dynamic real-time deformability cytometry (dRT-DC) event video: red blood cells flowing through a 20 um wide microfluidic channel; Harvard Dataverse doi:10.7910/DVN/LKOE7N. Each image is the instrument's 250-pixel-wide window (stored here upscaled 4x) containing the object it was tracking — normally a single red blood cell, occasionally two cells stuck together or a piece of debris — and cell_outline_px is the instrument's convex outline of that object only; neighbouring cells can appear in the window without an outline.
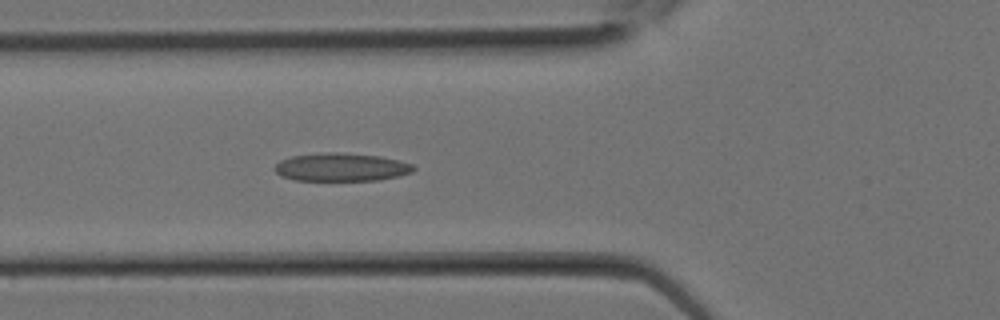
{"species": "Egyptian fruit bat (a non-hibernating species)", "species_latin": "Rousettus aegyptiacus", "temperature_condition": "room temperature", "stored_images_in_passage": 9, "camera_frame_rate_fps": 3000, "um_per_image_px": 0.085, "animal": {"sex": "female"}, "frame": {"image": 1, "passage_image": 9, "time_ms": 2.667, "image_size_px": [1000, 320], "cell_outline_px": [[416, 168], [412, 172], [400, 176], [380, 180], [296, 180], [280, 176], [272, 168], [280, 160], [292, 156], [328, 152], [336, 152], [380, 156], [412, 164]], "centroid_in_image_um": [28.99, 14.21], "position_along_channel_um": 96.8, "area_um2": 22.72}}